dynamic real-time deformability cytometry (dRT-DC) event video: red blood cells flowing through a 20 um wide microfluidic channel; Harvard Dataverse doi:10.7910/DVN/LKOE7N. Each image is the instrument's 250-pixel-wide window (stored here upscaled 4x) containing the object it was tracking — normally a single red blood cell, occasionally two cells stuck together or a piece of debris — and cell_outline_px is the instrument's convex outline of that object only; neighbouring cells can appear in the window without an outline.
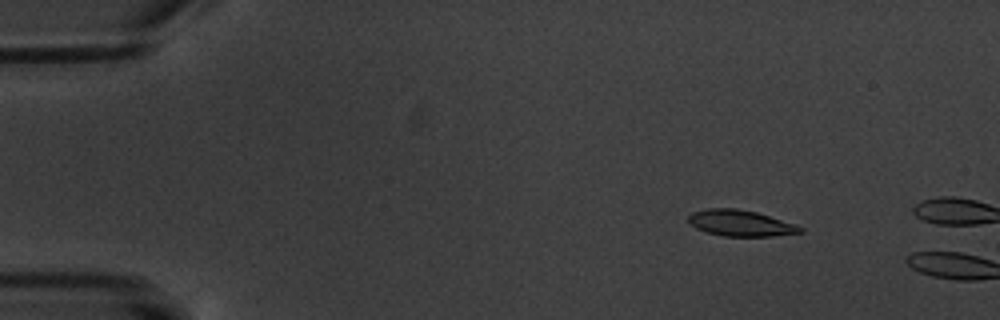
{"species": "common noctule bat (a hibernating species)", "species_latin": "Nyctalus noctula", "temperature_condition": "warm", "stored_images_in_passage": 4, "camera_frame_rate_fps": 3000, "um_per_image_px": 0.085, "animal": {"sex": "male", "body_mass_g": 20.1, "forearm_length_mm": 53.5}, "frame": {"image": 1, "passage_image": 3, "time_ms": 2.333, "image_size_px": [1000, 320], "cell_outline_px": [[804, 232], [772, 236], [724, 236], [704, 232], [696, 228], [688, 220], [688, 216], [692, 212], [708, 208], [736, 208], [756, 212], [796, 224], [804, 228]], "centroid_in_image_um": [62.95, 18.97], "position_along_channel_um": 22.1, "area_um2": 17.05}}